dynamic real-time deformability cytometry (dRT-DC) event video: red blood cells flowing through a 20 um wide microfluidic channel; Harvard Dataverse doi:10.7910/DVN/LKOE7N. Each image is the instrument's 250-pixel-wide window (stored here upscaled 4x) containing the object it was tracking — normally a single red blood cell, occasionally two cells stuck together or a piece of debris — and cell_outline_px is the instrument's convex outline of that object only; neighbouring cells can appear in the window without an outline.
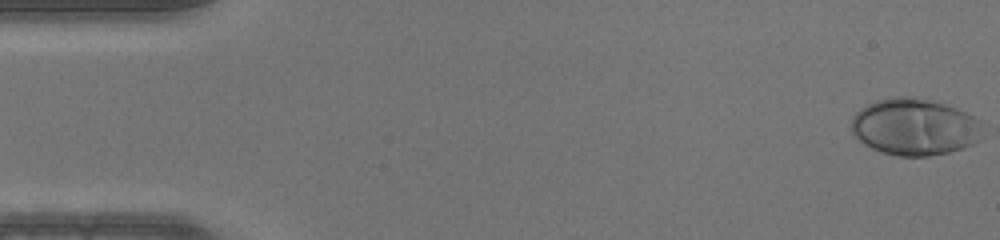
{"species": "human", "species_latin": "Homo sapiens", "temperature_condition": "warm", "stored_images_in_passage": 47, "camera_frame_rate_fps": 3000, "um_per_image_px": 0.085, "donor": {"sex": "male"}, "frame": {"image": 1, "passage_image": 1, "time_ms": 0.0, "image_size_px": [1000, 240], "cell_outline_px": [[980, 140], [972, 144], [948, 152], [928, 156], [896, 156], [880, 152], [864, 144], [852, 132], [852, 116], [860, 108], [876, 100], [896, 96], [908, 96], [932, 100], [956, 108], [980, 120]], "centroid_in_image_um": [77.7, 10.78], "position_along_channel_um": 7.3, "area_um2": 43.29}}
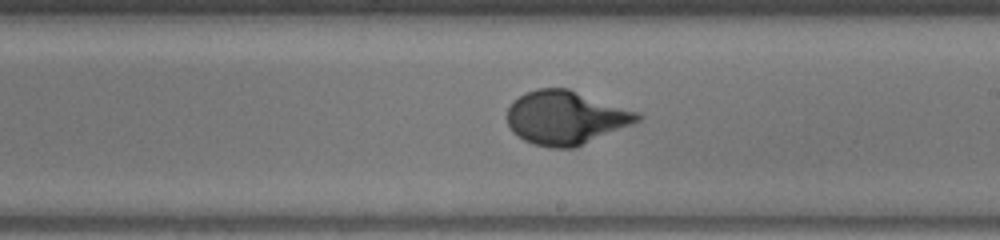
{"frame": {"image": 2, "passage_image": 27, "time_ms": 8.667, "image_size_px": [1000, 240], "cell_outline_px": [[644, 116], [640, 120], [632, 124], [576, 148], [552, 148], [536, 144], [524, 140], [512, 132], [508, 124], [508, 108], [512, 100], [536, 88], [568, 88], [640, 112]], "centroid_in_image_um": [48.11, 10.0], "position_along_channel_um": 240.9, "area_um2": 40.86}}
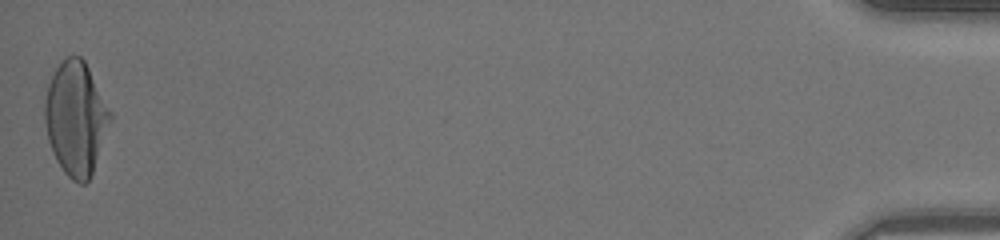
{"frame": {"image": 3, "passage_image": 47, "time_ms": 15.333, "image_size_px": [1000, 240], "cell_outline_px": [[112, 120], [92, 172], [88, 180], [84, 184], [80, 184], [72, 180], [64, 172], [56, 160], [52, 152], [48, 140], [44, 120], [44, 100], [48, 84], [56, 68], [68, 56], [80, 56], [84, 60], [112, 112]], "centroid_in_image_um": [6.44, 10.07], "position_along_channel_um": 428.8, "area_um2": 43.18}}